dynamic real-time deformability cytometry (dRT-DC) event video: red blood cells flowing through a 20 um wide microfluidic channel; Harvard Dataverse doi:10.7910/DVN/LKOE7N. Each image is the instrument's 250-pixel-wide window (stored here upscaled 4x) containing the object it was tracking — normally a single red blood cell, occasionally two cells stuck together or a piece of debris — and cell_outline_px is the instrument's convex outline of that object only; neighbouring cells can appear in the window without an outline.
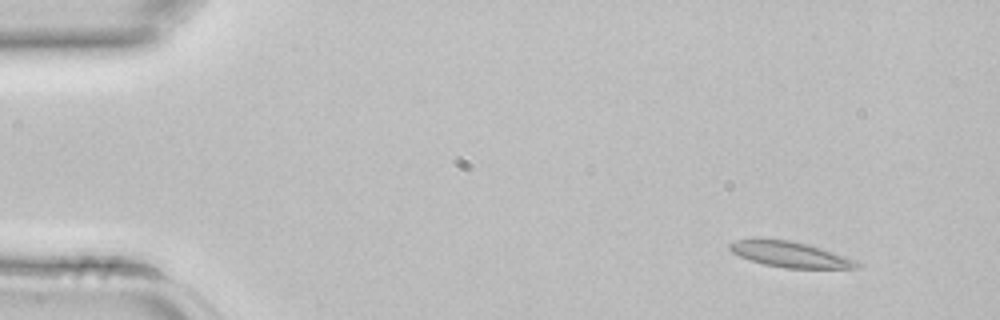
{"species": "common noctule bat (a hibernating species)", "species_latin": "Nyctalus noctula", "temperature_condition": "room temperature", "stored_images_in_passage": 2, "camera_frame_rate_fps": 3000, "um_per_image_px": 0.085, "animal": {"sex": "female", "body_mass_g": 22.7, "forearm_length_mm": 54.2}, "frame": {"image": 1, "passage_image": 1, "time_ms": 0.0, "image_size_px": [1000, 320], "cell_outline_px": [[860, 264], [856, 268], [784, 268], [764, 264], [740, 256], [732, 252], [728, 248], [728, 244], [736, 240], [756, 236], [788, 240], [808, 244], [856, 260]], "centroid_in_image_um": [67.06, 21.59], "position_along_channel_um": 17.9, "area_um2": 19.19}}